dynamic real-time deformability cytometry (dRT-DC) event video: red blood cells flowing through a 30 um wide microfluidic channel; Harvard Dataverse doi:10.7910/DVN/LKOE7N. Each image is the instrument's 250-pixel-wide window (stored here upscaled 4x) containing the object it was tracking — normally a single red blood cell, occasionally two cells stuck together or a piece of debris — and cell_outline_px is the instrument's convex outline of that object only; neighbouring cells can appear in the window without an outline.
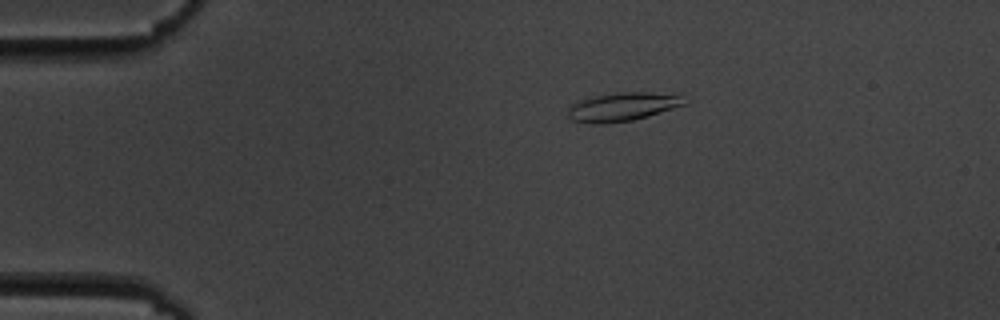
{"species": "common noctule bat (a hibernating species)", "species_latin": "Nyctalus noctula", "temperature_condition": "cold", "stored_images_in_passage": 10, "camera_frame_rate_fps": 3000, "um_per_image_px": 0.085, "animal": {"sex": "male", "body_mass_g": 19.5, "forearm_length_mm": 54.6}, "frame": {"image": 1, "passage_image": 4, "time_ms": 3.333, "image_size_px": [1000, 320], "cell_outline_px": [[688, 104], [648, 116], [632, 120], [604, 124], [592, 124], [572, 120], [568, 116], [568, 108], [572, 104], [580, 100], [596, 96], [624, 92], [648, 92], [680, 96]], "centroid_in_image_um": [52.89, 9.1], "position_along_channel_um": 32.1, "area_um2": 19.13}}
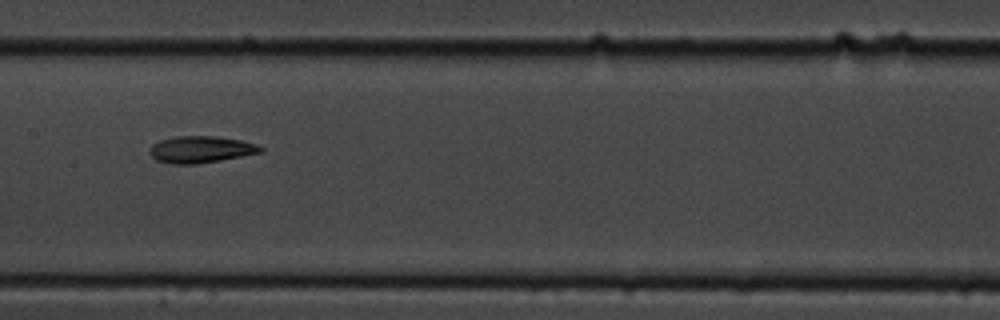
{"frame": {"image": 2, "passage_image": 9, "time_ms": 9.333, "image_size_px": [1000, 320], "cell_outline_px": [[264, 152], [220, 160], [196, 164], [172, 164], [156, 160], [148, 152], [152, 144], [160, 140], [176, 136], [216, 136], [240, 140], [256, 144], [264, 148]], "centroid_in_image_um": [17.06, 12.7], "position_along_channel_um": 190.3, "area_um2": 17.34}}
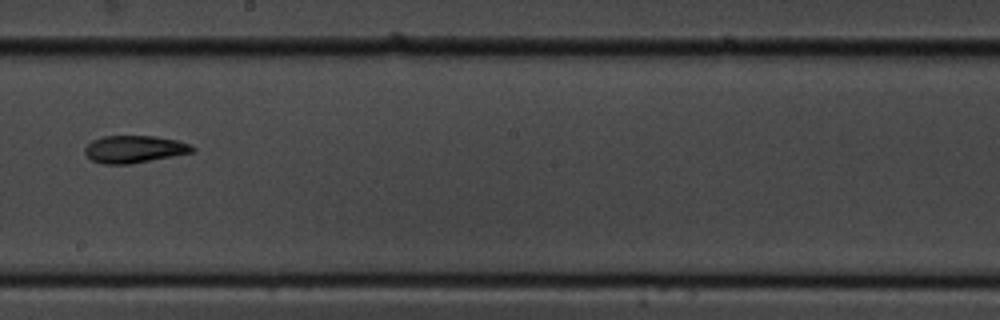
{"frame": {"image": 3, "passage_image": 10, "time_ms": 10.667, "image_size_px": [1000, 320], "cell_outline_px": [[196, 148], [192, 152], [132, 164], [104, 164], [92, 160], [84, 152], [84, 148], [92, 140], [104, 136], [156, 136], [176, 140], [188, 144]], "centroid_in_image_um": [11.39, 12.68], "position_along_channel_um": 236.8, "area_um2": 16.99}}